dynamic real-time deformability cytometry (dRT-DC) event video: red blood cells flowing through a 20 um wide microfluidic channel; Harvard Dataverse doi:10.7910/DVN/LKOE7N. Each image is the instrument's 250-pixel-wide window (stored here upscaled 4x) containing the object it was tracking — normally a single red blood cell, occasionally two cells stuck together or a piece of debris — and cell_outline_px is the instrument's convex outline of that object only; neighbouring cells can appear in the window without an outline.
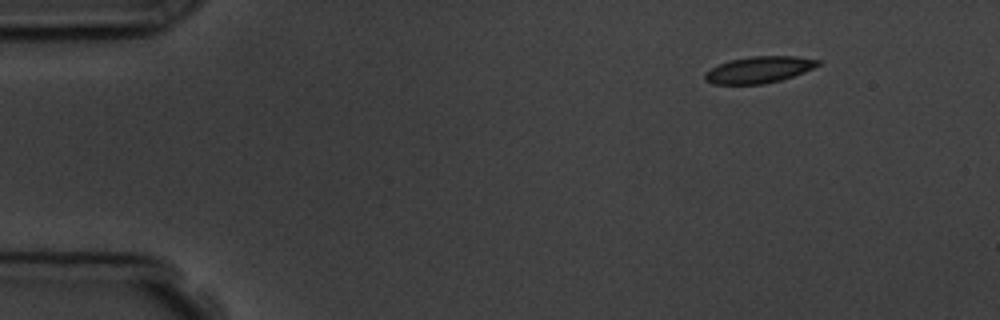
{"species": "common noctule bat (a hibernating species)", "species_latin": "Nyctalus noctula", "temperature_condition": "room temperature", "stored_images_in_passage": 4, "camera_frame_rate_fps": 3000, "um_per_image_px": 0.085, "animal": {"sex": "male", "body_mass_g": 19.5, "forearm_length_mm": 54.6}, "frame": {"image": 1, "passage_image": 1, "time_ms": 0.0, "image_size_px": [1000, 320], "cell_outline_px": [[820, 64], [804, 72], [780, 80], [764, 84], [712, 84], [704, 80], [704, 72], [728, 60], [752, 56], [796, 56], [820, 60]], "centroid_in_image_um": [64.48, 5.92], "position_along_channel_um": 20.5, "area_um2": 17.46}}
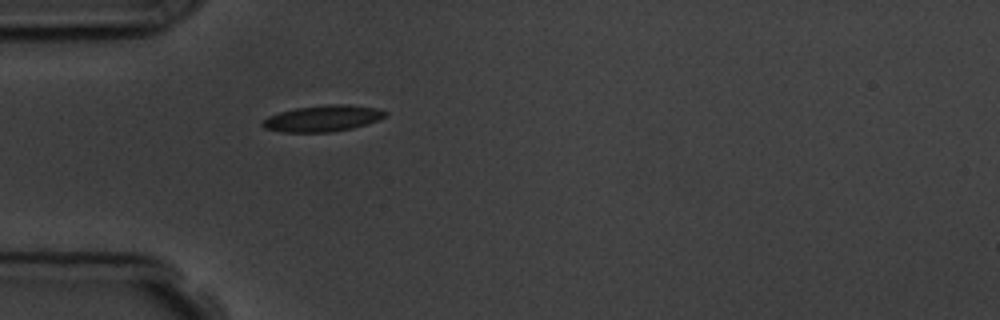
{"frame": {"image": 2, "passage_image": 4, "time_ms": 3.333, "image_size_px": [1000, 320], "cell_outline_px": [[388, 112], [384, 116], [376, 120], [352, 128], [332, 132], [284, 132], [264, 128], [260, 124], [268, 116], [280, 112], [296, 108], [328, 104], [348, 104], [376, 108]], "centroid_in_image_um": [27.4, 10.06], "position_along_channel_um": 57.6, "area_um2": 18.55}}